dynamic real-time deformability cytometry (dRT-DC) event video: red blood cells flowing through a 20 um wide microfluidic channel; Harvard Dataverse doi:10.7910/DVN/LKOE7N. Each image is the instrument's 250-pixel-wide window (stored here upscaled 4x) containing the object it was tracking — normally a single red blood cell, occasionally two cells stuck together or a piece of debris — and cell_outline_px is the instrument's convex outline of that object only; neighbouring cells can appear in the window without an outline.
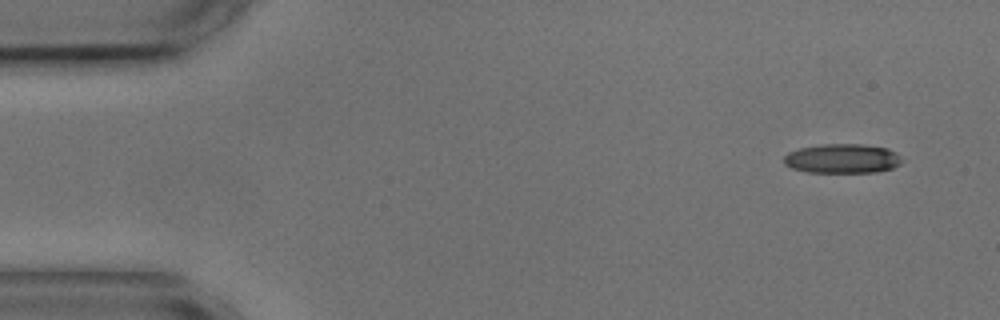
{"species": "common noctule bat (a hibernating species)", "species_latin": "Nyctalus noctula", "temperature_condition": "cold", "stored_images_in_passage": 4, "camera_frame_rate_fps": 3000, "um_per_image_px": 0.085, "animal": {"sex": "male", "body_mass_g": 17.9, "forearm_length_mm": 54.2}, "frame": {"image": 1, "passage_image": 1, "time_ms": 0.0, "image_size_px": [1000, 320], "cell_outline_px": [[900, 164], [892, 168], [876, 172], [808, 172], [792, 168], [784, 164], [784, 156], [788, 152], [800, 148], [820, 144], [860, 144], [888, 148], [896, 152], [900, 156]], "centroid_in_image_um": [71.58, 13.47], "position_along_channel_um": 13.4, "area_um2": 20.17}}
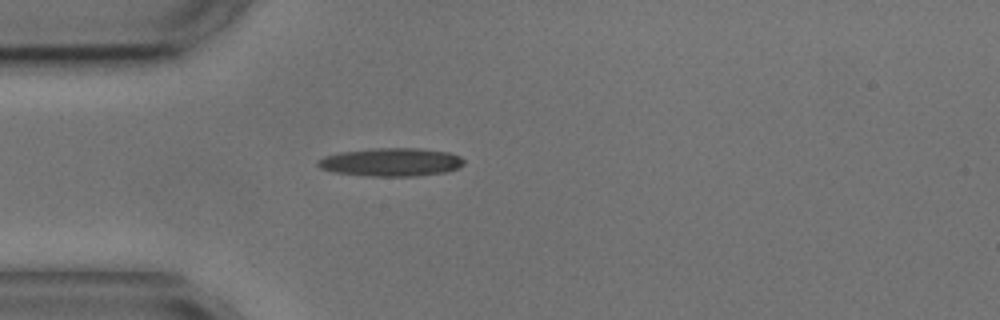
{"frame": {"image": 2, "passage_image": 4, "time_ms": 3.667, "image_size_px": [1000, 320], "cell_outline_px": [[464, 164], [460, 168], [444, 172], [416, 176], [364, 176], [336, 172], [320, 168], [316, 164], [316, 160], [324, 156], [340, 152], [372, 148], [416, 148], [448, 152], [460, 156], [464, 160]], "centroid_in_image_um": [33.23, 13.78], "position_along_channel_um": 51.8, "area_um2": 24.16}}